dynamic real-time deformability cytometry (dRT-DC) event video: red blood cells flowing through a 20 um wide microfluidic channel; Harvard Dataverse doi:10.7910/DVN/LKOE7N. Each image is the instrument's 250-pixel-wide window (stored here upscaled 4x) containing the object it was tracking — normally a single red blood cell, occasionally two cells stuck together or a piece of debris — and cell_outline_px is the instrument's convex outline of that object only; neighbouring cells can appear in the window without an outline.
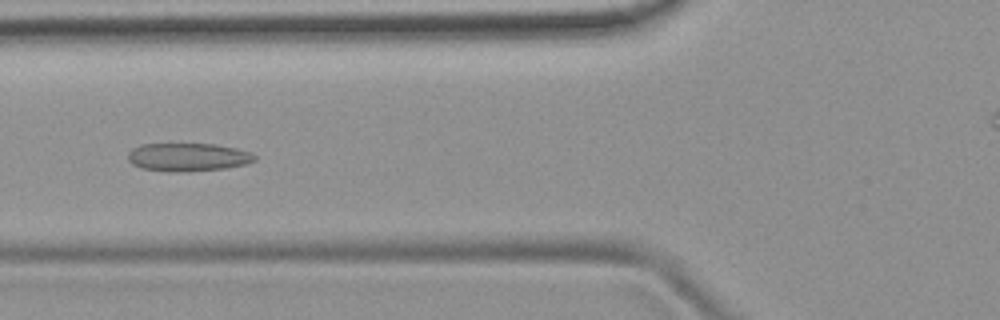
{"species": "common noctule bat (a hibernating species)", "species_latin": "Nyctalus noctula", "temperature_condition": "room temperature", "stored_images_in_passage": 45, "camera_frame_rate_fps": 3000, "um_per_image_px": 0.085, "animal": {"sex": "female", "body_mass_g": 19.9}, "frame": {"image": 1, "passage_image": 18, "time_ms": 5.667, "image_size_px": [1000, 320], "cell_outline_px": [[256, 160], [244, 164], [224, 168], [188, 172], [168, 172], [140, 168], [132, 164], [128, 160], [128, 152], [132, 148], [140, 144], [216, 144], [236, 148], [252, 152], [256, 156]], "centroid_in_image_um": [15.95, 13.36], "position_along_channel_um": 109.9, "area_um2": 21.04}}
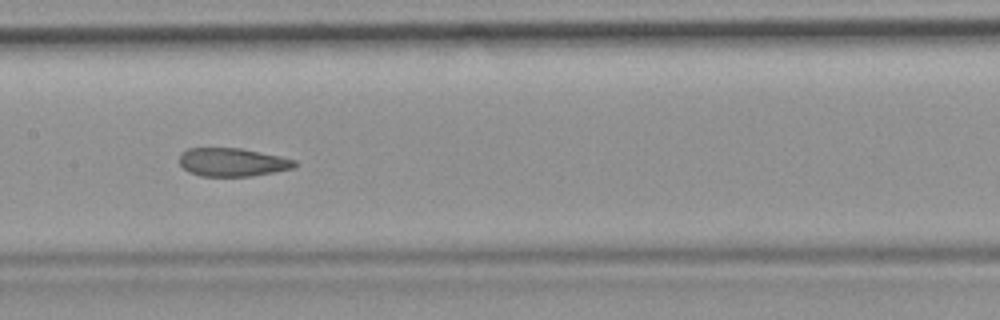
{"frame": {"image": 2, "passage_image": 24, "time_ms": 7.667, "image_size_px": [1000, 320], "cell_outline_px": [[296, 164], [292, 168], [252, 176], [200, 176], [188, 172], [180, 164], [180, 156], [188, 148], [240, 148], [296, 160]], "centroid_in_image_um": [19.72, 13.79], "position_along_channel_um": 187.7, "area_um2": 18.73}}
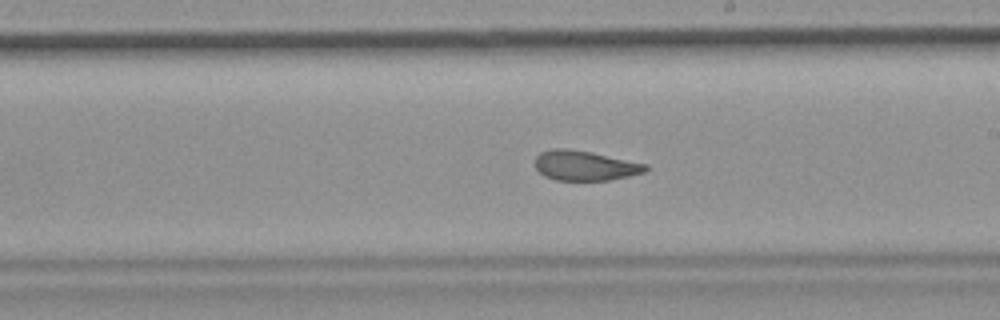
{"frame": {"image": 3, "passage_image": 28, "time_ms": 9.0, "image_size_px": [1000, 320], "cell_outline_px": [[648, 168], [644, 172], [628, 176], [608, 180], [556, 180], [544, 176], [536, 168], [536, 156], [540, 152], [552, 148], [568, 148], [592, 152], [648, 164]], "centroid_in_image_um": [49.71, 14.06], "position_along_channel_um": 239.3, "area_um2": 19.25}, "authors_computed_cell_mechanics": {"area_um2": 21.0392, "velocity_mm_per_s": 3.8994, "shape_relaxation_time_tau1_ms": 9.0029, "shape_relaxation_time_tau2_ms": 1.3257, "deformation_change_tau1": 0.1707, "deformation_change_tau2": 0.0744}}